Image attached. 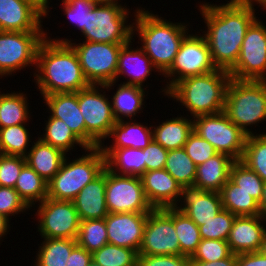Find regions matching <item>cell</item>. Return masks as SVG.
<instances>
[{
  "instance_id": "6da1fadb",
  "label": "cell",
  "mask_w": 266,
  "mask_h": 266,
  "mask_svg": "<svg viewBox=\"0 0 266 266\" xmlns=\"http://www.w3.org/2000/svg\"><path fill=\"white\" fill-rule=\"evenodd\" d=\"M228 2L223 5L202 3L199 8L207 26L203 36L212 62L217 69L229 72L239 58L247 29L257 18L254 4L249 0Z\"/></svg>"
},
{
  "instance_id": "7a4b0ae2",
  "label": "cell",
  "mask_w": 266,
  "mask_h": 266,
  "mask_svg": "<svg viewBox=\"0 0 266 266\" xmlns=\"http://www.w3.org/2000/svg\"><path fill=\"white\" fill-rule=\"evenodd\" d=\"M34 80L42 96L78 92L90 84L75 50L68 44L44 39L37 51Z\"/></svg>"
},
{
  "instance_id": "3957f363",
  "label": "cell",
  "mask_w": 266,
  "mask_h": 266,
  "mask_svg": "<svg viewBox=\"0 0 266 266\" xmlns=\"http://www.w3.org/2000/svg\"><path fill=\"white\" fill-rule=\"evenodd\" d=\"M134 14L133 37L134 33L139 36L143 42L140 47L156 67L155 72L163 75L171 67L182 41L189 34V25L164 20L144 8H137Z\"/></svg>"
},
{
  "instance_id": "277c9868",
  "label": "cell",
  "mask_w": 266,
  "mask_h": 266,
  "mask_svg": "<svg viewBox=\"0 0 266 266\" xmlns=\"http://www.w3.org/2000/svg\"><path fill=\"white\" fill-rule=\"evenodd\" d=\"M231 80L228 71L216 69L210 73L187 77L177 82L168 98L176 99L194 117L224 111L226 90Z\"/></svg>"
},
{
  "instance_id": "5b68a950",
  "label": "cell",
  "mask_w": 266,
  "mask_h": 266,
  "mask_svg": "<svg viewBox=\"0 0 266 266\" xmlns=\"http://www.w3.org/2000/svg\"><path fill=\"white\" fill-rule=\"evenodd\" d=\"M224 112L247 135L249 127L266 120V81L231 78L226 90ZM252 125V126H251Z\"/></svg>"
},
{
  "instance_id": "8992f818",
  "label": "cell",
  "mask_w": 266,
  "mask_h": 266,
  "mask_svg": "<svg viewBox=\"0 0 266 266\" xmlns=\"http://www.w3.org/2000/svg\"><path fill=\"white\" fill-rule=\"evenodd\" d=\"M86 151V155L70 162L65 157L60 170L47 183V198L72 201L88 183L103 172L105 156L101 149L88 148Z\"/></svg>"
},
{
  "instance_id": "52a82bcc",
  "label": "cell",
  "mask_w": 266,
  "mask_h": 266,
  "mask_svg": "<svg viewBox=\"0 0 266 266\" xmlns=\"http://www.w3.org/2000/svg\"><path fill=\"white\" fill-rule=\"evenodd\" d=\"M55 42L68 43L76 52L83 74L90 85H105L115 83L118 67V55L126 43L88 42L72 43L71 39L54 38Z\"/></svg>"
},
{
  "instance_id": "ba28073f",
  "label": "cell",
  "mask_w": 266,
  "mask_h": 266,
  "mask_svg": "<svg viewBox=\"0 0 266 266\" xmlns=\"http://www.w3.org/2000/svg\"><path fill=\"white\" fill-rule=\"evenodd\" d=\"M101 88L105 89L104 85L100 88L99 85H90L78 91V105L85 121V145L88 148L99 147L116 123L112 102L105 96V91L101 93Z\"/></svg>"
},
{
  "instance_id": "9c48e42d",
  "label": "cell",
  "mask_w": 266,
  "mask_h": 266,
  "mask_svg": "<svg viewBox=\"0 0 266 266\" xmlns=\"http://www.w3.org/2000/svg\"><path fill=\"white\" fill-rule=\"evenodd\" d=\"M129 12L123 6L94 5L87 13L86 26L82 31L84 40L102 43H128L133 40V24H127Z\"/></svg>"
},
{
  "instance_id": "30bf717a",
  "label": "cell",
  "mask_w": 266,
  "mask_h": 266,
  "mask_svg": "<svg viewBox=\"0 0 266 266\" xmlns=\"http://www.w3.org/2000/svg\"><path fill=\"white\" fill-rule=\"evenodd\" d=\"M193 131L207 140L218 153L235 161L242 159L247 134L232 123L224 111L193 118Z\"/></svg>"
},
{
  "instance_id": "8fae6325",
  "label": "cell",
  "mask_w": 266,
  "mask_h": 266,
  "mask_svg": "<svg viewBox=\"0 0 266 266\" xmlns=\"http://www.w3.org/2000/svg\"><path fill=\"white\" fill-rule=\"evenodd\" d=\"M216 69L205 37L188 34L182 41L171 67L163 74L166 79L170 77L171 80L167 81L162 92L168 95V91L177 82L187 77L204 75Z\"/></svg>"
},
{
  "instance_id": "7c38bea8",
  "label": "cell",
  "mask_w": 266,
  "mask_h": 266,
  "mask_svg": "<svg viewBox=\"0 0 266 266\" xmlns=\"http://www.w3.org/2000/svg\"><path fill=\"white\" fill-rule=\"evenodd\" d=\"M45 33L0 31V77L9 76L27 66H36L37 51Z\"/></svg>"
},
{
  "instance_id": "4fadbf2b",
  "label": "cell",
  "mask_w": 266,
  "mask_h": 266,
  "mask_svg": "<svg viewBox=\"0 0 266 266\" xmlns=\"http://www.w3.org/2000/svg\"><path fill=\"white\" fill-rule=\"evenodd\" d=\"M229 74L236 80L266 81V26L259 19L247 29L239 58Z\"/></svg>"
},
{
  "instance_id": "5bb4252c",
  "label": "cell",
  "mask_w": 266,
  "mask_h": 266,
  "mask_svg": "<svg viewBox=\"0 0 266 266\" xmlns=\"http://www.w3.org/2000/svg\"><path fill=\"white\" fill-rule=\"evenodd\" d=\"M138 255H180L174 208L153 209L148 213Z\"/></svg>"
},
{
  "instance_id": "9a60e30c",
  "label": "cell",
  "mask_w": 266,
  "mask_h": 266,
  "mask_svg": "<svg viewBox=\"0 0 266 266\" xmlns=\"http://www.w3.org/2000/svg\"><path fill=\"white\" fill-rule=\"evenodd\" d=\"M106 206L108 213H149V204L140 177L119 175L106 168Z\"/></svg>"
},
{
  "instance_id": "2e32d148",
  "label": "cell",
  "mask_w": 266,
  "mask_h": 266,
  "mask_svg": "<svg viewBox=\"0 0 266 266\" xmlns=\"http://www.w3.org/2000/svg\"><path fill=\"white\" fill-rule=\"evenodd\" d=\"M38 205L35 214L42 238L76 240L81 220L72 201L45 198Z\"/></svg>"
},
{
  "instance_id": "e0dca14e",
  "label": "cell",
  "mask_w": 266,
  "mask_h": 266,
  "mask_svg": "<svg viewBox=\"0 0 266 266\" xmlns=\"http://www.w3.org/2000/svg\"><path fill=\"white\" fill-rule=\"evenodd\" d=\"M148 213H108L106 223L108 243L139 251Z\"/></svg>"
},
{
  "instance_id": "ac0fdd59",
  "label": "cell",
  "mask_w": 266,
  "mask_h": 266,
  "mask_svg": "<svg viewBox=\"0 0 266 266\" xmlns=\"http://www.w3.org/2000/svg\"><path fill=\"white\" fill-rule=\"evenodd\" d=\"M145 196L153 209L178 207L185 189L165 169L146 171L141 177Z\"/></svg>"
},
{
  "instance_id": "d6986e66",
  "label": "cell",
  "mask_w": 266,
  "mask_h": 266,
  "mask_svg": "<svg viewBox=\"0 0 266 266\" xmlns=\"http://www.w3.org/2000/svg\"><path fill=\"white\" fill-rule=\"evenodd\" d=\"M265 220L260 216H236L227 242L232 254L260 251L265 235Z\"/></svg>"
},
{
  "instance_id": "ffe728a7",
  "label": "cell",
  "mask_w": 266,
  "mask_h": 266,
  "mask_svg": "<svg viewBox=\"0 0 266 266\" xmlns=\"http://www.w3.org/2000/svg\"><path fill=\"white\" fill-rule=\"evenodd\" d=\"M132 41L124 44L118 55V67L115 76V83H108L104 85L106 89H112L119 80L118 78L121 75H127L129 79L127 82H123L125 85L138 86L143 88L146 79L149 74H152V70H155L156 67L151 62V59L144 53L142 48L137 47L135 50L131 47ZM154 68V69H153Z\"/></svg>"
},
{
  "instance_id": "44dd1931",
  "label": "cell",
  "mask_w": 266,
  "mask_h": 266,
  "mask_svg": "<svg viewBox=\"0 0 266 266\" xmlns=\"http://www.w3.org/2000/svg\"><path fill=\"white\" fill-rule=\"evenodd\" d=\"M43 17L21 0H0V31H44Z\"/></svg>"
},
{
  "instance_id": "7402d4cb",
  "label": "cell",
  "mask_w": 266,
  "mask_h": 266,
  "mask_svg": "<svg viewBox=\"0 0 266 266\" xmlns=\"http://www.w3.org/2000/svg\"><path fill=\"white\" fill-rule=\"evenodd\" d=\"M181 205L177 208L189 217L197 226L214 219L223 210L219 192L185 189ZM183 206V207H182Z\"/></svg>"
},
{
  "instance_id": "603a6c76",
  "label": "cell",
  "mask_w": 266,
  "mask_h": 266,
  "mask_svg": "<svg viewBox=\"0 0 266 266\" xmlns=\"http://www.w3.org/2000/svg\"><path fill=\"white\" fill-rule=\"evenodd\" d=\"M106 167L72 200L80 220L102 219L108 215L106 206Z\"/></svg>"
},
{
  "instance_id": "cb8c5ba5",
  "label": "cell",
  "mask_w": 266,
  "mask_h": 266,
  "mask_svg": "<svg viewBox=\"0 0 266 266\" xmlns=\"http://www.w3.org/2000/svg\"><path fill=\"white\" fill-rule=\"evenodd\" d=\"M50 116L61 119L85 144V121L78 105V92L54 93L42 96Z\"/></svg>"
},
{
  "instance_id": "d4e9b609",
  "label": "cell",
  "mask_w": 266,
  "mask_h": 266,
  "mask_svg": "<svg viewBox=\"0 0 266 266\" xmlns=\"http://www.w3.org/2000/svg\"><path fill=\"white\" fill-rule=\"evenodd\" d=\"M235 162L230 156L218 153L204 163L197 165L193 189L221 192L230 178V169Z\"/></svg>"
},
{
  "instance_id": "484cf974",
  "label": "cell",
  "mask_w": 266,
  "mask_h": 266,
  "mask_svg": "<svg viewBox=\"0 0 266 266\" xmlns=\"http://www.w3.org/2000/svg\"><path fill=\"white\" fill-rule=\"evenodd\" d=\"M105 167L119 175L141 177L146 172L144 151L139 148H100Z\"/></svg>"
},
{
  "instance_id": "4316f807",
  "label": "cell",
  "mask_w": 266,
  "mask_h": 266,
  "mask_svg": "<svg viewBox=\"0 0 266 266\" xmlns=\"http://www.w3.org/2000/svg\"><path fill=\"white\" fill-rule=\"evenodd\" d=\"M33 143L25 156L26 163L39 176L49 182L60 170L67 154L58 148L42 142L39 138Z\"/></svg>"
},
{
  "instance_id": "83f0119b",
  "label": "cell",
  "mask_w": 266,
  "mask_h": 266,
  "mask_svg": "<svg viewBox=\"0 0 266 266\" xmlns=\"http://www.w3.org/2000/svg\"><path fill=\"white\" fill-rule=\"evenodd\" d=\"M130 119L129 121L119 120L116 121L112 127L108 140L110 137L114 139L112 145H104V142L99 148H139L144 149L148 146L152 137V126L147 127L139 122Z\"/></svg>"
},
{
  "instance_id": "f1b7e54d",
  "label": "cell",
  "mask_w": 266,
  "mask_h": 266,
  "mask_svg": "<svg viewBox=\"0 0 266 266\" xmlns=\"http://www.w3.org/2000/svg\"><path fill=\"white\" fill-rule=\"evenodd\" d=\"M152 128H154L152 138L155 142L168 151L179 149L184 147L189 135L193 132V119L181 115V117H172Z\"/></svg>"
},
{
  "instance_id": "f546056e",
  "label": "cell",
  "mask_w": 266,
  "mask_h": 266,
  "mask_svg": "<svg viewBox=\"0 0 266 266\" xmlns=\"http://www.w3.org/2000/svg\"><path fill=\"white\" fill-rule=\"evenodd\" d=\"M145 88L120 83L117 91L111 98L112 112L116 121L126 119L134 120V116L143 110ZM133 116V117H132ZM130 117V118H129Z\"/></svg>"
},
{
  "instance_id": "4dcf8cb0",
  "label": "cell",
  "mask_w": 266,
  "mask_h": 266,
  "mask_svg": "<svg viewBox=\"0 0 266 266\" xmlns=\"http://www.w3.org/2000/svg\"><path fill=\"white\" fill-rule=\"evenodd\" d=\"M223 209L236 216L260 215L259 203L249 193L241 190L230 178L220 192Z\"/></svg>"
},
{
  "instance_id": "1f68e13d",
  "label": "cell",
  "mask_w": 266,
  "mask_h": 266,
  "mask_svg": "<svg viewBox=\"0 0 266 266\" xmlns=\"http://www.w3.org/2000/svg\"><path fill=\"white\" fill-rule=\"evenodd\" d=\"M27 99L21 92L2 94L0 91V128L29 123Z\"/></svg>"
},
{
  "instance_id": "d6a6232c",
  "label": "cell",
  "mask_w": 266,
  "mask_h": 266,
  "mask_svg": "<svg viewBox=\"0 0 266 266\" xmlns=\"http://www.w3.org/2000/svg\"><path fill=\"white\" fill-rule=\"evenodd\" d=\"M34 266H66L72 250L77 246L73 239L43 238Z\"/></svg>"
},
{
  "instance_id": "836d02e7",
  "label": "cell",
  "mask_w": 266,
  "mask_h": 266,
  "mask_svg": "<svg viewBox=\"0 0 266 266\" xmlns=\"http://www.w3.org/2000/svg\"><path fill=\"white\" fill-rule=\"evenodd\" d=\"M45 134L38 138L55 148L60 149L65 154L73 150V147L79 145V147L87 150L88 147L74 134V132L68 127V125L61 119L54 118L49 115L48 121H46Z\"/></svg>"
},
{
  "instance_id": "e575fe53",
  "label": "cell",
  "mask_w": 266,
  "mask_h": 266,
  "mask_svg": "<svg viewBox=\"0 0 266 266\" xmlns=\"http://www.w3.org/2000/svg\"><path fill=\"white\" fill-rule=\"evenodd\" d=\"M47 181L39 176L27 163L22 167L14 189L29 207L47 198Z\"/></svg>"
},
{
  "instance_id": "d590c367",
  "label": "cell",
  "mask_w": 266,
  "mask_h": 266,
  "mask_svg": "<svg viewBox=\"0 0 266 266\" xmlns=\"http://www.w3.org/2000/svg\"><path fill=\"white\" fill-rule=\"evenodd\" d=\"M164 169L181 184L184 189L193 187L197 166L187 155L184 148L168 151Z\"/></svg>"
},
{
  "instance_id": "8d00e7d4",
  "label": "cell",
  "mask_w": 266,
  "mask_h": 266,
  "mask_svg": "<svg viewBox=\"0 0 266 266\" xmlns=\"http://www.w3.org/2000/svg\"><path fill=\"white\" fill-rule=\"evenodd\" d=\"M174 227L180 243V255L191 257L201 242L199 227L174 207Z\"/></svg>"
},
{
  "instance_id": "74e56055",
  "label": "cell",
  "mask_w": 266,
  "mask_h": 266,
  "mask_svg": "<svg viewBox=\"0 0 266 266\" xmlns=\"http://www.w3.org/2000/svg\"><path fill=\"white\" fill-rule=\"evenodd\" d=\"M266 183V133L248 135L240 160Z\"/></svg>"
},
{
  "instance_id": "f35d334b",
  "label": "cell",
  "mask_w": 266,
  "mask_h": 266,
  "mask_svg": "<svg viewBox=\"0 0 266 266\" xmlns=\"http://www.w3.org/2000/svg\"><path fill=\"white\" fill-rule=\"evenodd\" d=\"M77 245L93 253L108 243L105 219L82 220L76 238Z\"/></svg>"
},
{
  "instance_id": "ab89813d",
  "label": "cell",
  "mask_w": 266,
  "mask_h": 266,
  "mask_svg": "<svg viewBox=\"0 0 266 266\" xmlns=\"http://www.w3.org/2000/svg\"><path fill=\"white\" fill-rule=\"evenodd\" d=\"M26 124L0 128V139L3 155L25 157L30 145L29 131ZM29 144V145H28Z\"/></svg>"
},
{
  "instance_id": "60d3db41",
  "label": "cell",
  "mask_w": 266,
  "mask_h": 266,
  "mask_svg": "<svg viewBox=\"0 0 266 266\" xmlns=\"http://www.w3.org/2000/svg\"><path fill=\"white\" fill-rule=\"evenodd\" d=\"M135 250L107 243L92 253V260L100 266H137Z\"/></svg>"
},
{
  "instance_id": "b9f144b4",
  "label": "cell",
  "mask_w": 266,
  "mask_h": 266,
  "mask_svg": "<svg viewBox=\"0 0 266 266\" xmlns=\"http://www.w3.org/2000/svg\"><path fill=\"white\" fill-rule=\"evenodd\" d=\"M230 179L241 190L249 193L259 203L262 198L264 181L241 161H235L230 169Z\"/></svg>"
},
{
  "instance_id": "7bdbcfd3",
  "label": "cell",
  "mask_w": 266,
  "mask_h": 266,
  "mask_svg": "<svg viewBox=\"0 0 266 266\" xmlns=\"http://www.w3.org/2000/svg\"><path fill=\"white\" fill-rule=\"evenodd\" d=\"M235 218L236 215L223 209L214 219L203 222V225L198 226L201 239L227 241Z\"/></svg>"
},
{
  "instance_id": "ee69618b",
  "label": "cell",
  "mask_w": 266,
  "mask_h": 266,
  "mask_svg": "<svg viewBox=\"0 0 266 266\" xmlns=\"http://www.w3.org/2000/svg\"><path fill=\"white\" fill-rule=\"evenodd\" d=\"M231 254L227 241L202 239L190 261L215 262Z\"/></svg>"
},
{
  "instance_id": "f6af8a7d",
  "label": "cell",
  "mask_w": 266,
  "mask_h": 266,
  "mask_svg": "<svg viewBox=\"0 0 266 266\" xmlns=\"http://www.w3.org/2000/svg\"><path fill=\"white\" fill-rule=\"evenodd\" d=\"M183 148L196 166L218 154L207 140H204L194 131L189 135Z\"/></svg>"
},
{
  "instance_id": "bcb514c9",
  "label": "cell",
  "mask_w": 266,
  "mask_h": 266,
  "mask_svg": "<svg viewBox=\"0 0 266 266\" xmlns=\"http://www.w3.org/2000/svg\"><path fill=\"white\" fill-rule=\"evenodd\" d=\"M25 164L23 156L0 155V186L14 188Z\"/></svg>"
},
{
  "instance_id": "7dc6e473",
  "label": "cell",
  "mask_w": 266,
  "mask_h": 266,
  "mask_svg": "<svg viewBox=\"0 0 266 266\" xmlns=\"http://www.w3.org/2000/svg\"><path fill=\"white\" fill-rule=\"evenodd\" d=\"M64 14L68 20L75 25L80 32L86 26L87 13L92 10L94 3L92 0H62Z\"/></svg>"
},
{
  "instance_id": "c3c4849f",
  "label": "cell",
  "mask_w": 266,
  "mask_h": 266,
  "mask_svg": "<svg viewBox=\"0 0 266 266\" xmlns=\"http://www.w3.org/2000/svg\"><path fill=\"white\" fill-rule=\"evenodd\" d=\"M29 206L12 187L0 186V214L8 219L21 211L29 210Z\"/></svg>"
},
{
  "instance_id": "681fc988",
  "label": "cell",
  "mask_w": 266,
  "mask_h": 266,
  "mask_svg": "<svg viewBox=\"0 0 266 266\" xmlns=\"http://www.w3.org/2000/svg\"><path fill=\"white\" fill-rule=\"evenodd\" d=\"M137 266H190L184 255H138Z\"/></svg>"
},
{
  "instance_id": "f907efd6",
  "label": "cell",
  "mask_w": 266,
  "mask_h": 266,
  "mask_svg": "<svg viewBox=\"0 0 266 266\" xmlns=\"http://www.w3.org/2000/svg\"><path fill=\"white\" fill-rule=\"evenodd\" d=\"M143 151L146 171L164 169L168 154L167 149H164L159 143L152 139Z\"/></svg>"
},
{
  "instance_id": "816d5d0a",
  "label": "cell",
  "mask_w": 266,
  "mask_h": 266,
  "mask_svg": "<svg viewBox=\"0 0 266 266\" xmlns=\"http://www.w3.org/2000/svg\"><path fill=\"white\" fill-rule=\"evenodd\" d=\"M91 261L92 253L77 245L72 250L66 266H88Z\"/></svg>"
},
{
  "instance_id": "f5cc1de1",
  "label": "cell",
  "mask_w": 266,
  "mask_h": 266,
  "mask_svg": "<svg viewBox=\"0 0 266 266\" xmlns=\"http://www.w3.org/2000/svg\"><path fill=\"white\" fill-rule=\"evenodd\" d=\"M237 266H266V256L260 251L238 254Z\"/></svg>"
},
{
  "instance_id": "db71d44e",
  "label": "cell",
  "mask_w": 266,
  "mask_h": 266,
  "mask_svg": "<svg viewBox=\"0 0 266 266\" xmlns=\"http://www.w3.org/2000/svg\"><path fill=\"white\" fill-rule=\"evenodd\" d=\"M190 266H237V255L231 253L227 258L215 262L190 261Z\"/></svg>"
},
{
  "instance_id": "11a10c76",
  "label": "cell",
  "mask_w": 266,
  "mask_h": 266,
  "mask_svg": "<svg viewBox=\"0 0 266 266\" xmlns=\"http://www.w3.org/2000/svg\"><path fill=\"white\" fill-rule=\"evenodd\" d=\"M34 8L42 17H46L49 11V0H21Z\"/></svg>"
},
{
  "instance_id": "9f6ffc18",
  "label": "cell",
  "mask_w": 266,
  "mask_h": 266,
  "mask_svg": "<svg viewBox=\"0 0 266 266\" xmlns=\"http://www.w3.org/2000/svg\"><path fill=\"white\" fill-rule=\"evenodd\" d=\"M10 219L0 214V241L5 234L7 235L8 229L10 228L9 224Z\"/></svg>"
},
{
  "instance_id": "6f0895ef",
  "label": "cell",
  "mask_w": 266,
  "mask_h": 266,
  "mask_svg": "<svg viewBox=\"0 0 266 266\" xmlns=\"http://www.w3.org/2000/svg\"><path fill=\"white\" fill-rule=\"evenodd\" d=\"M259 210L260 216L266 221V183H264L262 198L259 202Z\"/></svg>"
},
{
  "instance_id": "680465c9",
  "label": "cell",
  "mask_w": 266,
  "mask_h": 266,
  "mask_svg": "<svg viewBox=\"0 0 266 266\" xmlns=\"http://www.w3.org/2000/svg\"><path fill=\"white\" fill-rule=\"evenodd\" d=\"M95 5H116L121 6L118 4V0H92Z\"/></svg>"
},
{
  "instance_id": "91938a15",
  "label": "cell",
  "mask_w": 266,
  "mask_h": 266,
  "mask_svg": "<svg viewBox=\"0 0 266 266\" xmlns=\"http://www.w3.org/2000/svg\"><path fill=\"white\" fill-rule=\"evenodd\" d=\"M260 253H262L264 256H266V231H265V235L263 237L262 245L260 248Z\"/></svg>"
},
{
  "instance_id": "94428289",
  "label": "cell",
  "mask_w": 266,
  "mask_h": 266,
  "mask_svg": "<svg viewBox=\"0 0 266 266\" xmlns=\"http://www.w3.org/2000/svg\"><path fill=\"white\" fill-rule=\"evenodd\" d=\"M250 2H252L253 4H255V2L257 4H259V6L262 7V9H266V0H249Z\"/></svg>"
},
{
  "instance_id": "6125c7cd",
  "label": "cell",
  "mask_w": 266,
  "mask_h": 266,
  "mask_svg": "<svg viewBox=\"0 0 266 266\" xmlns=\"http://www.w3.org/2000/svg\"><path fill=\"white\" fill-rule=\"evenodd\" d=\"M88 266H100V265L92 260Z\"/></svg>"
},
{
  "instance_id": "be15d7a7",
  "label": "cell",
  "mask_w": 266,
  "mask_h": 266,
  "mask_svg": "<svg viewBox=\"0 0 266 266\" xmlns=\"http://www.w3.org/2000/svg\"><path fill=\"white\" fill-rule=\"evenodd\" d=\"M0 155H3L2 146H1V139H0Z\"/></svg>"
}]
</instances>
